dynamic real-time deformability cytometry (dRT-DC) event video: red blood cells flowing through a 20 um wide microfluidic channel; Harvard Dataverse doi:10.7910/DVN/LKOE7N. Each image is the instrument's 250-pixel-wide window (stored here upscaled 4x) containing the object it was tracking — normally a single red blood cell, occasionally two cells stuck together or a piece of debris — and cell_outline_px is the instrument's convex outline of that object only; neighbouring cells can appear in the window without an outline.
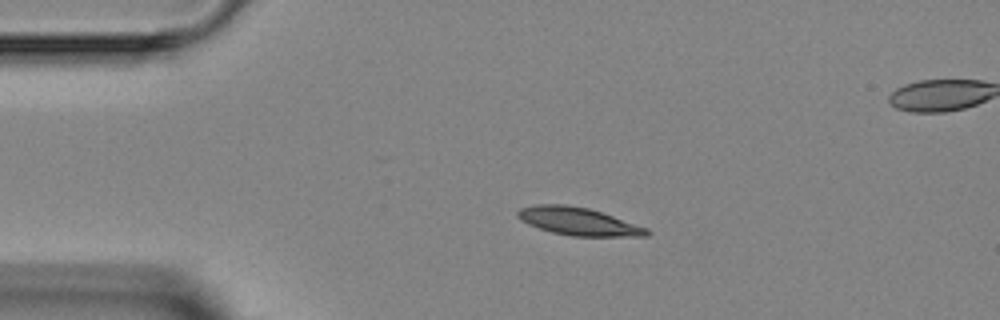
{"species": "Egyptian fruit bat (a non-hibernating species)", "species_latin": "Rousettus aegyptiacus", "temperature_condition": "room temperature", "stored_images_in_passage": 3, "segment_of_instrument_passage": [1, 2], "camera_frame_rate_fps": 3000, "um_per_image_px": 0.085, "animal": {"sex": "female"}, "frame": {"image": 1, "passage_image": 1, "time_ms": 0.0, "image_size_px": [1000, 320], "cell_outline_px": [[652, 232], [648, 236], [572, 236], [552, 232], [528, 224], [520, 220], [516, 216], [516, 212], [520, 208], [536, 204], [564, 204], [588, 208], [648, 228]], "centroid_in_image_um": [49.14, 18.82], "position_along_channel_um": 35.9, "area_um2": 20.81}}